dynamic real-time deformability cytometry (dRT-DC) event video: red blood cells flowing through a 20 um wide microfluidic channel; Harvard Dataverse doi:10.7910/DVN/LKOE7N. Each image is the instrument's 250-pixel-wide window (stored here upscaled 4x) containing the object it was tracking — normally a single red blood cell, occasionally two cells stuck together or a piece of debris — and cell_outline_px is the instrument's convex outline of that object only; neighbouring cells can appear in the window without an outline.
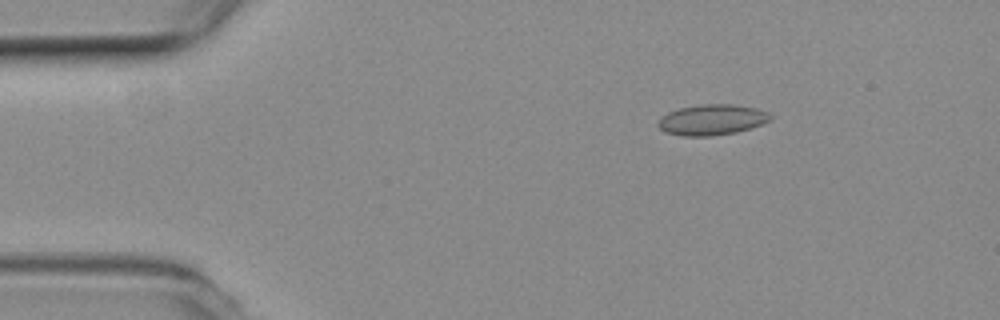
{"species": "common noctule bat (a hibernating species)", "species_latin": "Nyctalus noctula", "temperature_condition": "room temperature", "stored_images_in_passage": 50, "camera_frame_rate_fps": 3000, "um_per_image_px": 0.085, "animal": {"sex": "female", "body_mass_g": 19.3, "forearm_length_mm": 54.1}, "frame": {"image": 1, "passage_image": 2, "time_ms": 0.333, "image_size_px": [1000, 320], "cell_outline_px": [[772, 120], [736, 132], [712, 136], [684, 136], [664, 132], [656, 124], [660, 116], [668, 112], [680, 108], [700, 104], [732, 104], [756, 108], [768, 112], [772, 116]], "centroid_in_image_um": [60.48, 10.17], "position_along_channel_um": 24.5, "area_um2": 20.11}}
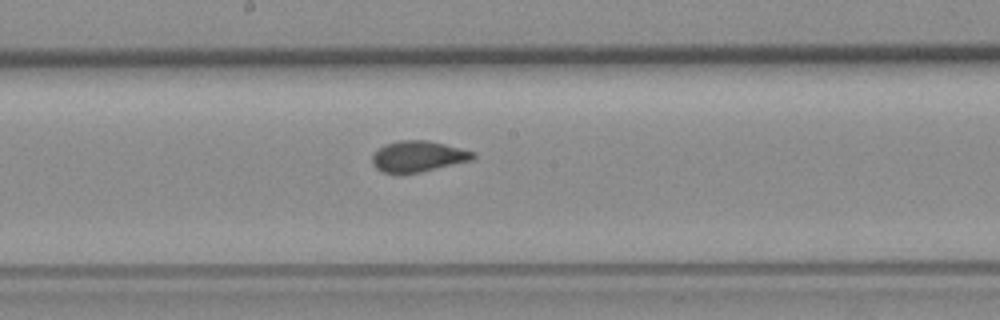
{"frame": {"image": 2, "passage_image": 23, "time_ms": 7.333, "image_size_px": [1000, 320], "cell_outline_px": [[476, 156], [472, 160], [420, 172], [384, 172], [376, 168], [372, 164], [372, 152], [384, 144], [400, 140], [428, 140], [476, 152]], "centroid_in_image_um": [35.52, 13.27], "position_along_channel_um": 212.7, "area_um2": 18.09}}
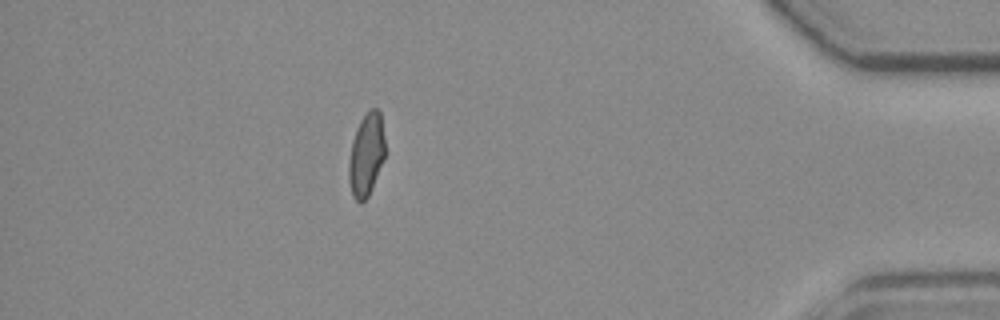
{"frame": {"image": 3, "passage_image": 43, "time_ms": 14.0, "image_size_px": [1000, 320], "cell_outline_px": [[384, 160], [372, 188], [368, 196], [360, 204], [352, 196], [348, 180], [348, 164], [352, 140], [356, 128], [360, 120], [372, 108], [376, 108], [380, 112], [384, 136]], "centroid_in_image_um": [31.12, 13.18], "position_along_channel_um": 404.1, "area_um2": 17.57}, "authors_computed_cell_mechanics": {"area_um2": 18.2359, "velocity_mm_per_s": 3.6367, "shape_relaxation_time_tau1_ms": null, "shape_relaxation_time_tau2_ms": 0.72, "deformation_change_tau1": null, "deformation_change_tau2": 0.0464}}